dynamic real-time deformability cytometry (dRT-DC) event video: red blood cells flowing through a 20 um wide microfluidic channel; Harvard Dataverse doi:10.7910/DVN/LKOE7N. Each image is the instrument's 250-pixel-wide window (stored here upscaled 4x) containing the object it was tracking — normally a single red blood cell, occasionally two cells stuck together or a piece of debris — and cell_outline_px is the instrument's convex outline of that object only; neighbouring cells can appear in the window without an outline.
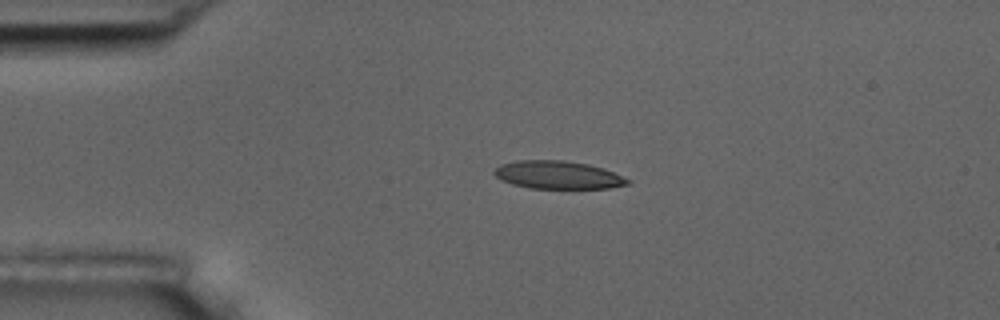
{"species": "common noctule bat (a hibernating species)", "species_latin": "Nyctalus noctula", "temperature_condition": "room temperature", "stored_images_in_passage": 5, "camera_frame_rate_fps": 3000, "um_per_image_px": 0.085, "animal": {"sex": "male", "body_mass_g": 17.5, "forearm_length_mm": 52.3}, "frame": {"image": 1, "passage_image": 3, "time_ms": 2.333, "image_size_px": [1000, 320], "cell_outline_px": [[632, 184], [608, 188], [528, 188], [512, 184], [496, 176], [492, 172], [500, 164], [516, 160], [564, 160], [588, 164], [604, 168], [632, 180]], "centroid_in_image_um": [47.46, 14.86], "position_along_channel_um": 37.5, "area_um2": 21.85}}